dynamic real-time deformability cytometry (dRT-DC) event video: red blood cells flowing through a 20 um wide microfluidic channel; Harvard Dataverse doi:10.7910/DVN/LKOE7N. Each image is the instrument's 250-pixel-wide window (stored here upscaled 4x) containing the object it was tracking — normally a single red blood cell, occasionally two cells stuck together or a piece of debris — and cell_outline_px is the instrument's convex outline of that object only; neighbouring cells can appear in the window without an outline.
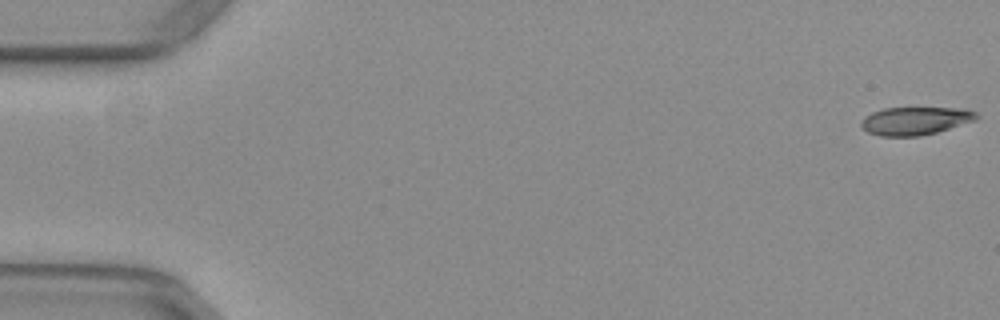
{"species": "common noctule bat (a hibernating species)", "species_latin": "Nyctalus noctula", "temperature_condition": "warm", "stored_images_in_passage": 17, "camera_frame_rate_fps": 3000, "um_per_image_px": 0.085, "animal": {"sex": "female", "body_mass_g": 29.2, "forearm_length_mm": 56.3}, "frame": {"image": 1, "passage_image": 1, "time_ms": 0.0, "image_size_px": [1000, 320], "cell_outline_px": [[980, 116], [976, 120], [936, 132], [920, 136], [880, 136], [868, 132], [860, 124], [860, 120], [864, 116], [872, 112], [884, 108], [968, 108], [976, 112]], "centroid_in_image_um": [77.81, 10.26], "position_along_channel_um": 7.2, "area_um2": 18.9}}
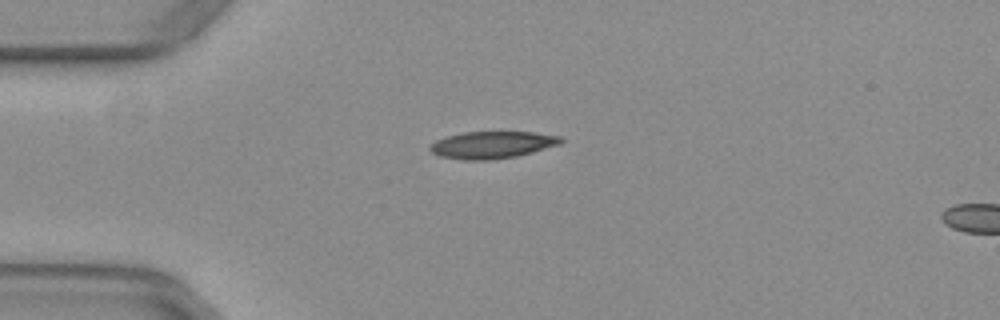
{"frame": {"image": 2, "passage_image": 14, "time_ms": 4.333, "image_size_px": [1000, 320], "cell_outline_px": [[564, 140], [560, 144], [532, 152], [516, 156], [488, 160], [464, 160], [440, 156], [432, 152], [428, 148], [436, 140], [448, 136], [464, 132], [532, 132], [564, 136]], "centroid_in_image_um": [41.87, 12.31], "position_along_channel_um": 43.1, "area_um2": 20.58}}